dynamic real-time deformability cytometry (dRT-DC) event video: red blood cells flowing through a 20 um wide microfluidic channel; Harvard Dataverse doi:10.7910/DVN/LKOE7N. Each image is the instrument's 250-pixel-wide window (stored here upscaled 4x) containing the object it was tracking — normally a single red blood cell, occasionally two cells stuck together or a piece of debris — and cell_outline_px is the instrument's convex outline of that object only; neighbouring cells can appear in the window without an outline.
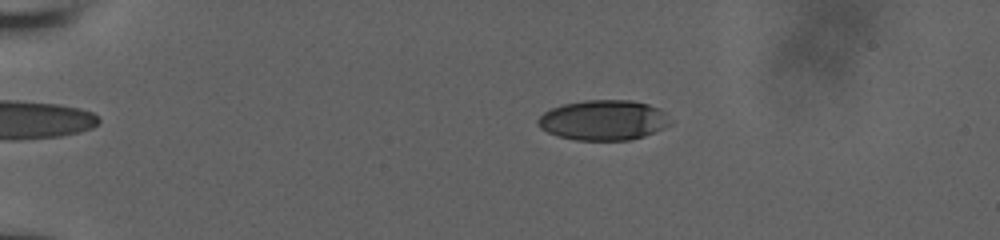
{"species": "human", "species_latin": "Homo sapiens", "temperature_condition": "room temperature", "stored_images_in_passage": 57, "camera_frame_rate_fps": 3000, "um_per_image_px": 0.085, "donor": {"sex": "male"}, "frame": {"image": 1, "passage_image": 14, "time_ms": 4.333, "image_size_px": [1000, 240], "cell_outline_px": [[672, 124], [664, 128], [644, 136], [628, 140], [576, 140], [560, 136], [548, 132], [540, 128], [536, 124], [536, 120], [544, 112], [552, 108], [564, 104], [584, 100], [632, 100], [648, 104], [660, 108], [672, 120]], "centroid_in_image_um": [51.32, 10.21], "position_along_channel_um": 33.7, "area_um2": 31.1}}
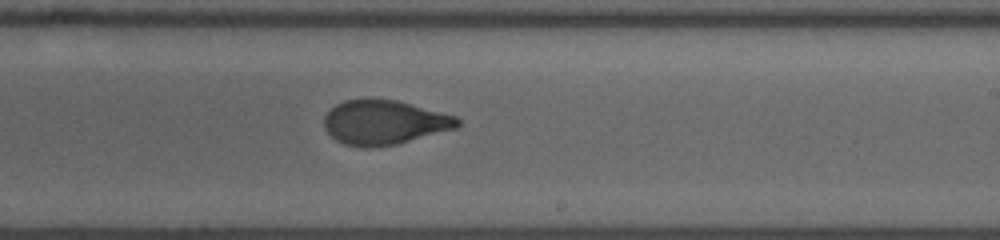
{"frame": {"image": 2, "passage_image": 37, "time_ms": 12.0, "image_size_px": [1000, 240], "cell_outline_px": [[460, 124], [456, 128], [396, 144], [368, 148], [360, 148], [344, 144], [336, 140], [324, 128], [324, 116], [336, 104], [344, 100], [364, 96], [396, 100], [456, 116], [460, 120]], "centroid_in_image_um": [32.61, 10.38], "position_along_channel_um": 256.4, "area_um2": 34.91}}
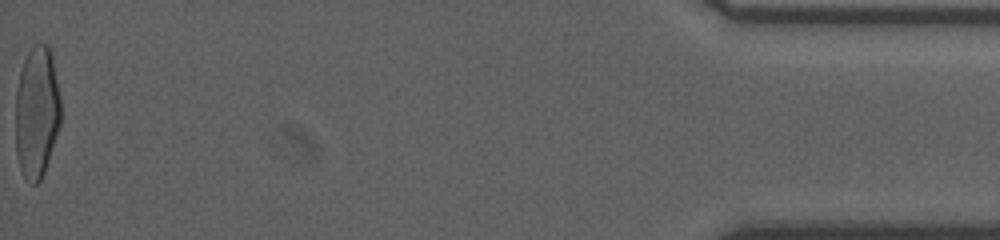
{"frame": {"image": 3, "passage_image": 57, "time_ms": 18.667, "image_size_px": [1000, 240], "cell_outline_px": [[60, 124], [44, 172], [40, 180], [36, 184], [32, 184], [20, 172], [16, 152], [16, 92], [20, 72], [24, 60], [32, 44], [48, 44], [52, 52], [60, 96]], "centroid_in_image_um": [3.12, 9.51], "position_along_channel_um": 432.1, "area_um2": 34.85}, "authors_computed_cell_mechanics": {"area_um2": 34.68, "velocity_mm_per_s": 3.9543, "shape_relaxation_time_tau1_ms": 5.2777, "shape_relaxation_time_tau2_ms": 1.0903, "deformation_change_tau1": 0.2279, "deformation_change_tau2": 0.0693}}